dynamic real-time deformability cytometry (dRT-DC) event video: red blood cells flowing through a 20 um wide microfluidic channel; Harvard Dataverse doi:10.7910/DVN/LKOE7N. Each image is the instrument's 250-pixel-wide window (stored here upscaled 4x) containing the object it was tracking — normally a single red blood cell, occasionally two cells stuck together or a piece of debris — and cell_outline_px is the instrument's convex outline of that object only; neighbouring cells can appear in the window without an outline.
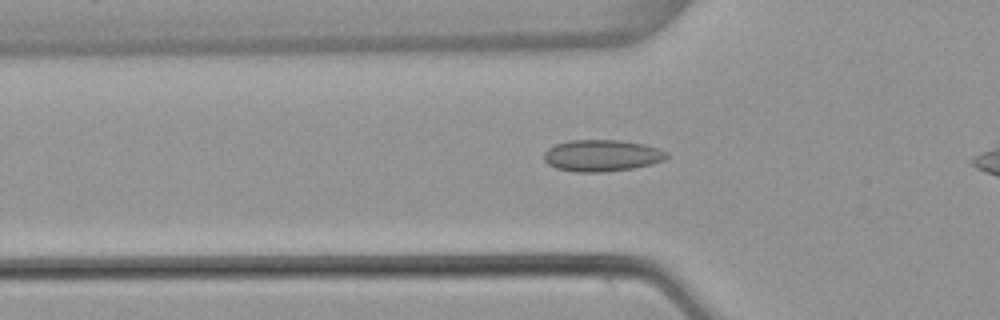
{"species": "common noctule bat (a hibernating species)", "species_latin": "Nyctalus noctula", "temperature_condition": "warm", "stored_images_in_passage": 38, "camera_frame_rate_fps": 3000, "um_per_image_px": 0.085, "animal": {"sex": "female", "body_mass_g": 22.7, "forearm_length_mm": 54.2}, "frame": {"image": 1, "passage_image": 9, "time_ms": 2.667, "image_size_px": [1000, 320], "cell_outline_px": [[668, 156], [664, 160], [652, 164], [632, 168], [604, 172], [576, 172], [556, 168], [548, 164], [544, 160], [544, 152], [548, 148], [556, 144], [568, 140], [620, 140], [644, 144], [660, 148], [668, 152]], "centroid_in_image_um": [51.17, 13.22], "position_along_channel_um": 74.6, "area_um2": 22.77}}
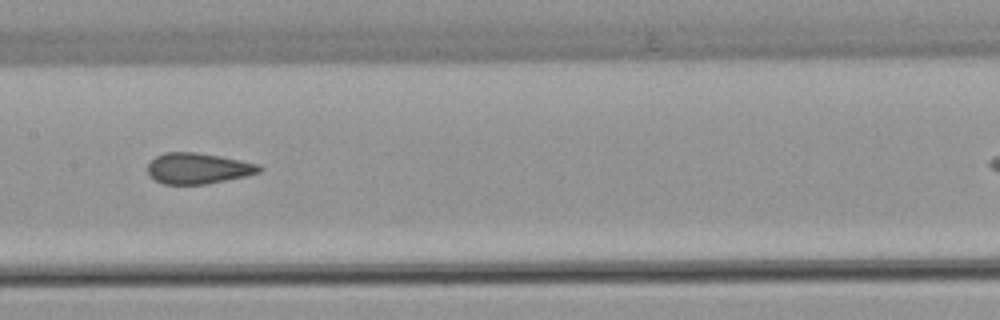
{"frame": {"image": 2, "passage_image": 18, "time_ms": 5.667, "image_size_px": [1000, 320], "cell_outline_px": [[264, 168], [260, 172], [244, 176], [204, 184], [164, 184], [148, 176], [148, 164], [156, 156], [164, 152], [196, 152], [220, 156], [260, 164]], "centroid_in_image_um": [16.83, 14.3], "position_along_channel_um": 190.6, "area_um2": 20.0}}
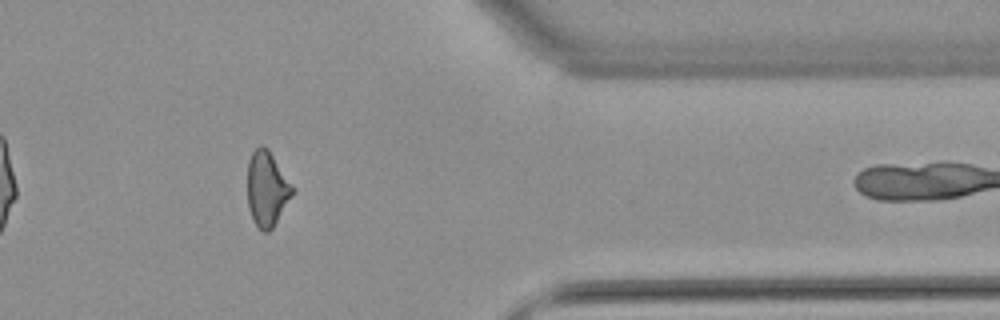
{"frame": {"image": 3, "passage_image": 35, "time_ms": 11.333, "image_size_px": [1000, 320], "cell_outline_px": [[296, 188], [292, 196], [272, 228], [268, 232], [264, 232], [252, 220], [248, 208], [248, 160], [252, 152], [260, 144], [264, 144], [268, 148]], "centroid_in_image_um": [22.7, 16.01], "position_along_channel_um": 388.7, "area_um2": 19.88}, "authors_computed_cell_mechanics": {"area_um2": 20.2589, "velocity_mm_per_s": 3.8365, "shape_relaxation_time_tau1_ms": null, "shape_relaxation_time_tau2_ms": 1.4236, "deformation_change_tau1": null, "deformation_change_tau2": 0.0722}}